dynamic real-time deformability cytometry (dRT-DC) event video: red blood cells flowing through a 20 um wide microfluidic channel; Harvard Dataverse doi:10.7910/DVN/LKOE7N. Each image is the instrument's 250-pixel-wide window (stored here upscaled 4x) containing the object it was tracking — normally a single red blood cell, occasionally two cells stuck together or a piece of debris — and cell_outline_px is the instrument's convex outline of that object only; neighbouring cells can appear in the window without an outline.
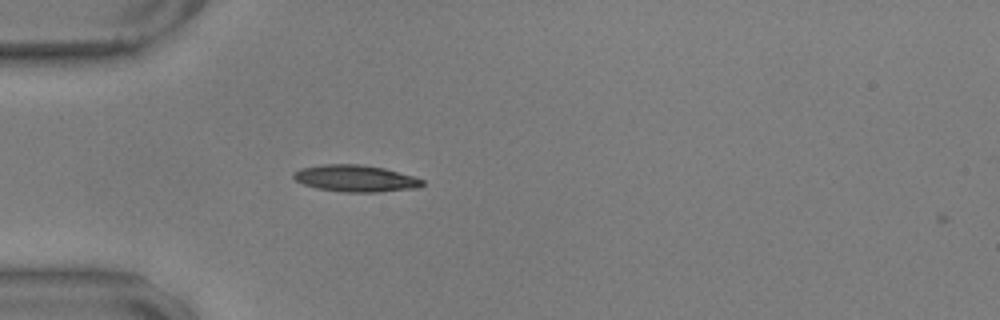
{"species": "common noctule bat (a hibernating species)", "species_latin": "Nyctalus noctula", "temperature_condition": "warm", "stored_images_in_passage": 2, "camera_frame_rate_fps": 3000, "um_per_image_px": 0.085, "animal": {"sex": "male", "body_mass_g": 17.9, "forearm_length_mm": 54.2}, "frame": {"image": 1, "passage_image": 1, "time_ms": 0.0, "image_size_px": [1000, 320], "cell_outline_px": [[424, 184], [420, 188], [380, 192], [344, 192], [316, 188], [304, 184], [296, 180], [292, 176], [292, 172], [300, 168], [324, 164], [360, 164], [384, 168], [412, 176], [424, 180]], "centroid_in_image_um": [30.22, 15.17], "position_along_channel_um": 54.8, "area_um2": 20.17}}